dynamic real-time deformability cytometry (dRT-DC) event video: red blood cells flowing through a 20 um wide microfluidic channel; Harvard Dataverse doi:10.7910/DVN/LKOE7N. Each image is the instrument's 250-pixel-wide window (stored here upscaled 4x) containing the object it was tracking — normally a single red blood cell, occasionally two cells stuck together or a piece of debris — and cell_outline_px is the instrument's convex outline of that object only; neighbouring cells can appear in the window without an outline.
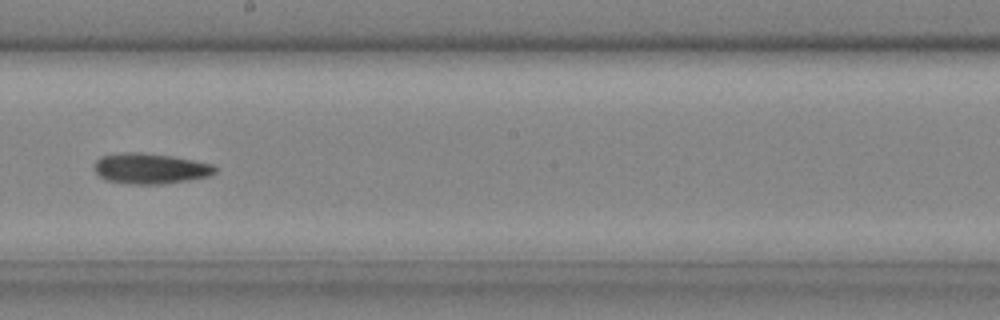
{"species": "common noctule bat (a hibernating species)", "species_latin": "Nyctalus noctula", "temperature_condition": "cold", "stored_images_in_passage": 32, "camera_frame_rate_fps": 3000, "um_per_image_px": 0.085, "animal": {"sex": "male", "body_mass_g": 20.4}, "frame": {"image": 1, "passage_image": 19, "time_ms": 6.0, "image_size_px": [1000, 320], "cell_outline_px": [[216, 172], [208, 176], [188, 180], [160, 184], [128, 184], [104, 180], [96, 172], [96, 160], [100, 156], [124, 152], [140, 152], [172, 156], [212, 164], [216, 168]], "centroid_in_image_um": [12.75, 14.32], "position_along_channel_um": 235.4, "area_um2": 21.39}}